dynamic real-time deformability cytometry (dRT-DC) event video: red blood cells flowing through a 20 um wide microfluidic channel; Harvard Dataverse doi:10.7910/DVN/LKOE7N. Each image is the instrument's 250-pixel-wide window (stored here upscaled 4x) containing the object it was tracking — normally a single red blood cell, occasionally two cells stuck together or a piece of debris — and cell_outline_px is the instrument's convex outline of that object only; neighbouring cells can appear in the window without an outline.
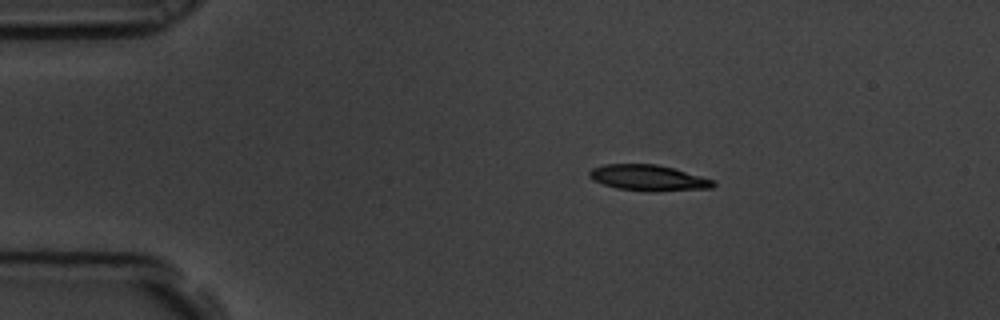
{"species": "common noctule bat (a hibernating species)", "species_latin": "Nyctalus noctula", "temperature_condition": "room temperature", "stored_images_in_passage": 5, "camera_frame_rate_fps": 3000, "um_per_image_px": 0.085, "animal": {"sex": "male", "body_mass_g": 19.5, "forearm_length_mm": 54.6}, "frame": {"image": 1, "passage_image": 3, "time_ms": 0.667, "image_size_px": [1000, 320], "cell_outline_px": [[716, 184], [712, 188], [652, 192], [616, 188], [592, 180], [588, 176], [588, 172], [592, 168], [604, 164], [656, 164], [672, 168], [716, 180]], "centroid_in_image_um": [55.11, 15.12], "position_along_channel_um": 29.9, "area_um2": 18.79}}